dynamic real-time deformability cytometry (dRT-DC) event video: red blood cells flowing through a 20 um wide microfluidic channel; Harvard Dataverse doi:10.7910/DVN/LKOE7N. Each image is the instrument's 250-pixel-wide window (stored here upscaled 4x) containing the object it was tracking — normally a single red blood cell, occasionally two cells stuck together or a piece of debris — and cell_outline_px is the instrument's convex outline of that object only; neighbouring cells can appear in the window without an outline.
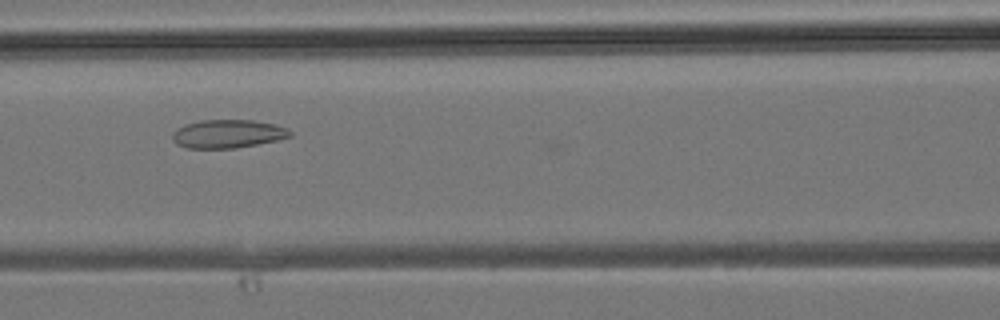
{"species": "common noctule bat (a hibernating species)", "species_latin": "Nyctalus noctula", "temperature_condition": "room temperature", "stored_images_in_passage": 30, "camera_frame_rate_fps": 3000, "um_per_image_px": 0.085, "animal": {"sex": "male", "body_mass_g": 19.2, "forearm_length_mm": 51.8}, "frame": {"image": 1, "passage_image": 9, "time_ms": 2.667, "image_size_px": [1000, 320], "cell_outline_px": [[292, 136], [276, 140], [236, 148], [184, 148], [176, 144], [172, 140], [172, 132], [176, 128], [184, 124], [200, 120], [252, 120], [276, 124], [288, 128], [292, 132]], "centroid_in_image_um": [19.33, 11.37], "position_along_channel_um": 147.3, "area_um2": 19.65}}
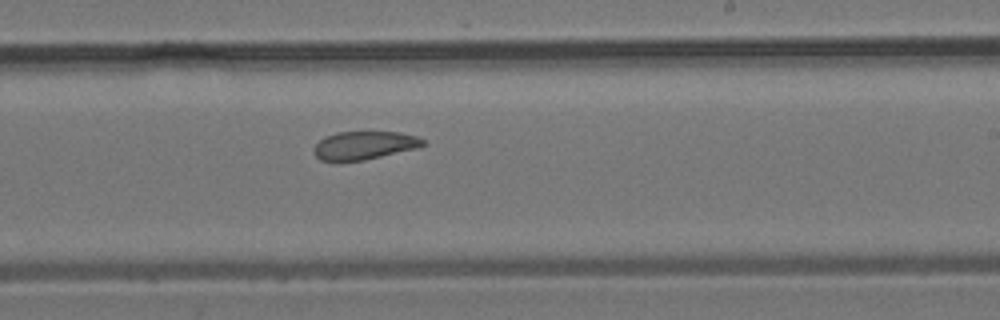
{"frame": {"image": 2, "passage_image": 15, "time_ms": 4.667, "image_size_px": [1000, 320], "cell_outline_px": [[428, 144], [416, 148], [364, 160], [320, 160], [312, 152], [312, 148], [324, 136], [336, 132], [400, 132], [416, 136], [424, 140]], "centroid_in_image_um": [30.95, 12.34], "position_along_channel_um": 258.0, "area_um2": 17.86}}
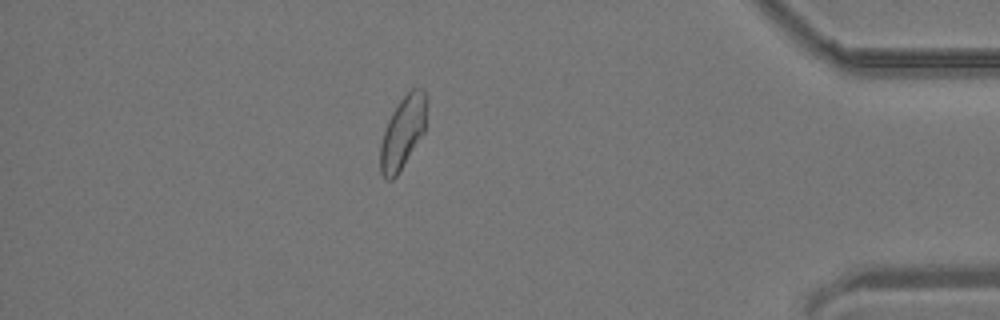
{"frame": {"image": 3, "passage_image": 25, "time_ms": 8.0, "image_size_px": [1000, 320], "cell_outline_px": [[428, 100], [424, 132], [396, 176], [392, 180], [384, 180], [380, 172], [380, 144], [388, 120], [392, 112], [400, 100], [412, 88], [424, 88], [428, 96]], "centroid_in_image_um": [34.25, 11.22], "position_along_channel_um": 401.0, "area_um2": 19.59}}